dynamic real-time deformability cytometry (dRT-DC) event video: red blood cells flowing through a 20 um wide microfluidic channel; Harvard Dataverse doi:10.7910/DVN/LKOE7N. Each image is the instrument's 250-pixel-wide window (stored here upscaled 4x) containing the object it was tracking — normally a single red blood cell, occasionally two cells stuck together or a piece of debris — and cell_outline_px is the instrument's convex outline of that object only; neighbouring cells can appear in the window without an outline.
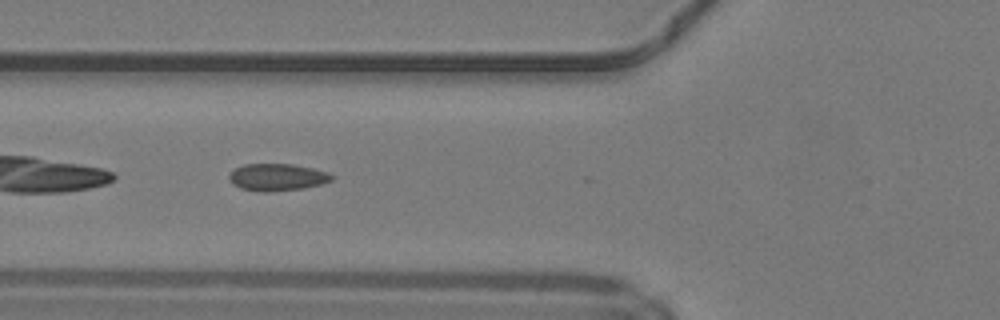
{"species": "common noctule bat (a hibernating species)", "species_latin": "Nyctalus noctula", "temperature_condition": "warm", "stored_images_in_passage": 14, "camera_frame_rate_fps": 3000, "um_per_image_px": 0.085, "animal": {"sex": "male", "body_mass_g": 19.2, "forearm_length_mm": 51.8}, "frame": {"image": 1, "passage_image": 4, "time_ms": 1.0, "image_size_px": [1000, 320], "cell_outline_px": [[336, 176], [332, 180], [320, 184], [304, 188], [272, 192], [260, 192], [240, 188], [232, 184], [228, 176], [236, 168], [244, 164], [292, 164], [312, 168], [328, 172]], "centroid_in_image_um": [23.57, 15.07], "position_along_channel_um": 102.2, "area_um2": 16.3}}
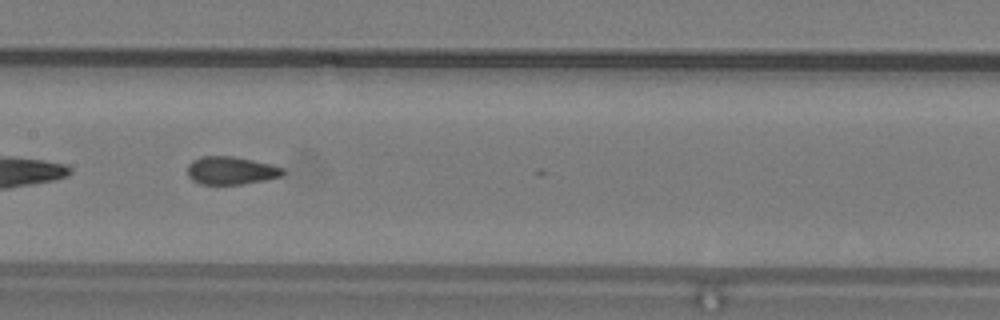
{"frame": {"image": 2, "passage_image": 10, "time_ms": 3.0, "image_size_px": [1000, 320], "cell_outline_px": [[284, 172], [280, 176], [264, 180], [240, 184], [200, 184], [192, 180], [188, 176], [188, 164], [192, 160], [200, 156], [236, 156], [284, 168]], "centroid_in_image_um": [19.58, 14.48], "position_along_channel_um": 187.8, "area_um2": 15.43}}